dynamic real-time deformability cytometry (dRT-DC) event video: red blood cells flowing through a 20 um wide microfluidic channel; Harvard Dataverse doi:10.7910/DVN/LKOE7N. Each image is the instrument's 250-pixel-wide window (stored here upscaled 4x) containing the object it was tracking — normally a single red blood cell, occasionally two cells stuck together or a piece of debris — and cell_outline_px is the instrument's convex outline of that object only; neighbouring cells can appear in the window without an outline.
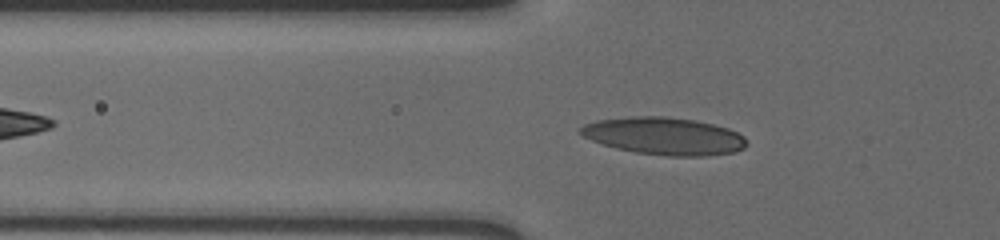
{"species": "human", "species_latin": "Homo sapiens", "temperature_condition": "cold", "stored_images_in_passage": 46, "camera_frame_rate_fps": 3000, "um_per_image_px": 0.085, "donor": {"sex": "male"}, "frame": {"image": 1, "passage_image": 10, "time_ms": 3.0, "image_size_px": [1000, 240], "cell_outline_px": [[748, 144], [744, 148], [732, 152], [708, 156], [668, 156], [636, 152], [616, 148], [592, 140], [576, 132], [584, 124], [596, 120], [628, 116], [664, 116], [696, 120], [728, 128], [744, 136]], "centroid_in_image_um": [56.44, 11.55], "position_along_channel_um": 69.4, "area_um2": 36.3}}
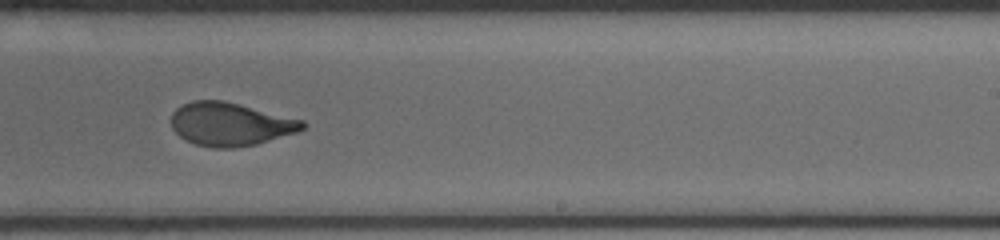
{"frame": {"image": 2, "passage_image": 27, "time_ms": 8.667, "image_size_px": [1000, 240], "cell_outline_px": [[304, 128], [300, 132], [256, 144], [232, 148], [212, 148], [196, 144], [180, 136], [172, 128], [172, 112], [176, 108], [192, 100], [224, 100], [304, 120]], "centroid_in_image_um": [19.6, 10.55], "position_along_channel_um": 269.4, "area_um2": 33.12}}
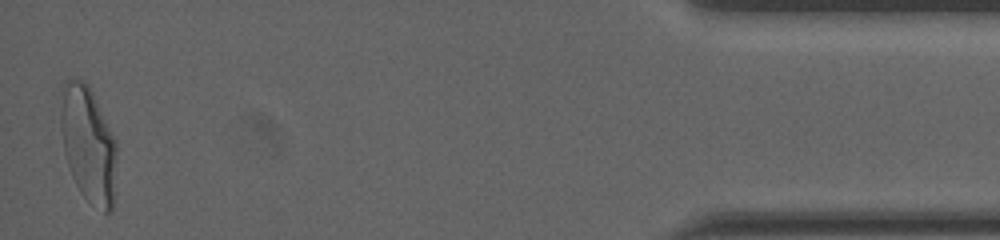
{"frame": {"image": 3, "passage_image": 46, "time_ms": 15.0, "image_size_px": [1000, 240], "cell_outline_px": [[116, 152], [112, 212], [104, 212], [88, 200], [80, 192], [72, 176], [64, 152], [60, 128], [60, 116], [64, 92], [68, 80], [84, 80], [88, 84], [116, 140]], "centroid_in_image_um": [7.51, 12.3], "position_along_channel_um": 427.7, "area_um2": 37.05}, "authors_computed_cell_mechanics": {"area_um2": 33.3217, "velocity_mm_per_s": 3.6138, "shape_relaxation_time_tau1_ms": 4.6699, "shape_relaxation_time_tau2_ms": 1.0709, "deformation_change_tau1": 0.1737, "deformation_change_tau2": 0.0708}}